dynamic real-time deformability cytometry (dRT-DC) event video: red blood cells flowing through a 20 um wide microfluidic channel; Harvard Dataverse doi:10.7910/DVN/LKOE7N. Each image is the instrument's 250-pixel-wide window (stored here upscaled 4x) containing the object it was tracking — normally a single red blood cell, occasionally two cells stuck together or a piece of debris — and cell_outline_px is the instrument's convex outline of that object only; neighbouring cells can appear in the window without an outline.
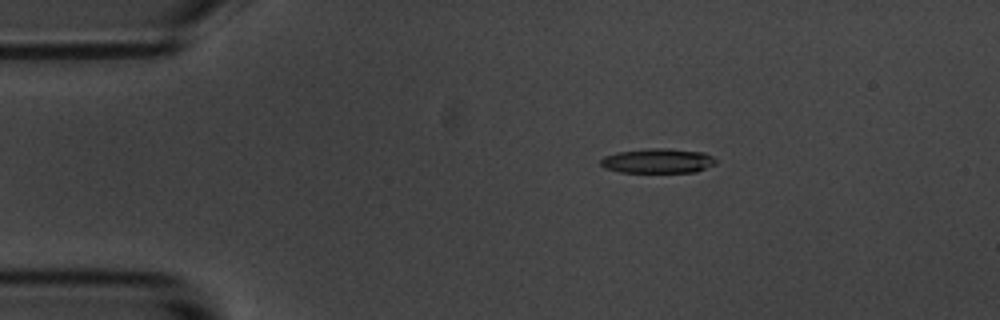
{"species": "common noctule bat (a hibernating species)", "species_latin": "Nyctalus noctula", "temperature_condition": "room temperature", "stored_images_in_passage": 5, "camera_frame_rate_fps": 3000, "um_per_image_px": 0.085, "animal": {"sex": "male", "body_mass_g": 20.1, "forearm_length_mm": 53.5}, "frame": {"image": 1, "passage_image": 3, "time_ms": 2.0, "image_size_px": [1000, 320], "cell_outline_px": [[716, 164], [696, 172], [620, 172], [604, 168], [600, 164], [600, 160], [604, 156], [616, 152], [652, 148], [668, 148], [704, 152], [712, 156], [716, 160]], "centroid_in_image_um": [55.92, 13.67], "position_along_channel_um": 29.1, "area_um2": 16.65}}
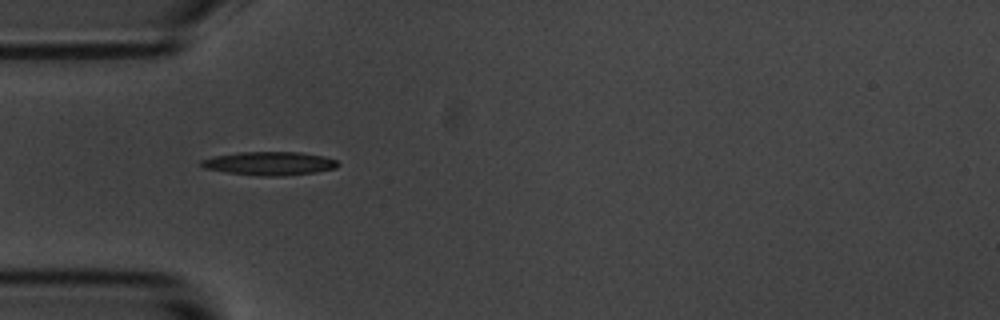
{"frame": {"image": 2, "passage_image": 4, "time_ms": 4.333, "image_size_px": [1000, 320], "cell_outline_px": [[340, 164], [336, 168], [312, 172], [284, 176], [260, 176], [228, 172], [204, 168], [200, 164], [200, 160], [212, 156], [236, 152], [300, 152], [324, 156], [336, 160]], "centroid_in_image_um": [22.88, 13.88], "position_along_channel_um": 62.1, "area_um2": 18.73}}